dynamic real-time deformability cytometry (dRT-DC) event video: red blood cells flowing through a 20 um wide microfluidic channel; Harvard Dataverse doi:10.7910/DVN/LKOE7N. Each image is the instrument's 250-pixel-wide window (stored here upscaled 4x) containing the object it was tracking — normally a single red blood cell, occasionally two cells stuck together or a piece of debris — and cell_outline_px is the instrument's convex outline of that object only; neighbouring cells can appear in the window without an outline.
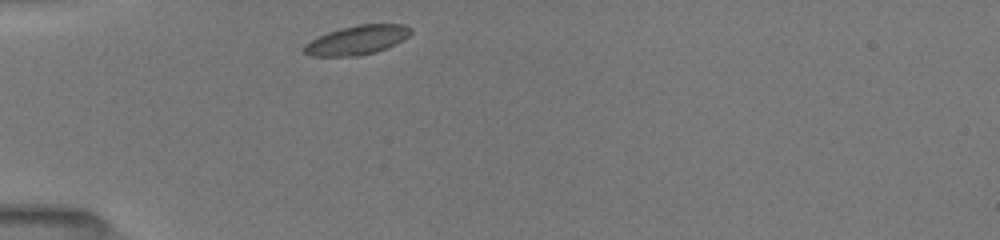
{"species": "common noctule bat (a hibernating species)", "species_latin": "Nyctalus noctula", "temperature_condition": "room temperature", "stored_images_in_passage": 37, "camera_frame_rate_fps": 3000, "um_per_image_px": 0.085, "animal": {"sex": "female", "body_mass_g": 19.5, "forearm_length_mm": 54.1}, "frame": {"image": 1, "passage_image": 1, "time_ms": 0.0, "image_size_px": [1000, 240], "cell_outline_px": [[412, 32], [408, 36], [376, 52], [360, 56], [312, 56], [300, 52], [300, 48], [304, 44], [328, 32], [340, 28], [356, 24], [404, 24], [412, 28]], "centroid_in_image_um": [30.28, 3.41], "position_along_channel_um": 54.7, "area_um2": 18.15}}
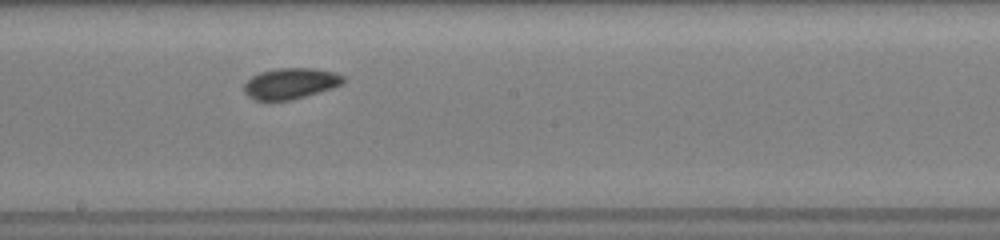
{"frame": {"image": 2, "passage_image": 15, "time_ms": 4.667, "image_size_px": [1000, 240], "cell_outline_px": [[344, 84], [332, 88], [292, 100], [256, 100], [248, 96], [244, 92], [244, 84], [252, 76], [260, 72], [276, 68], [312, 68], [336, 72], [344, 76]], "centroid_in_image_um": [24.71, 7.09], "position_along_channel_um": 223.5, "area_um2": 17.92}}
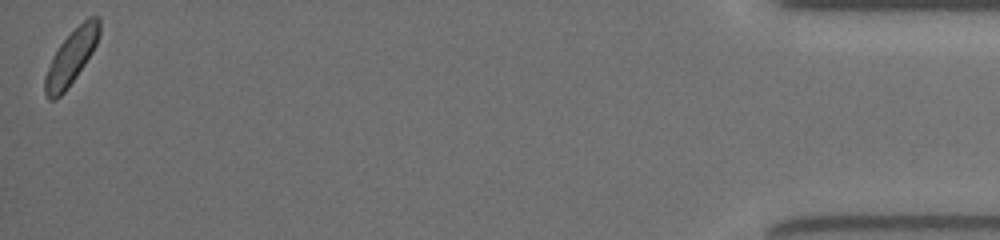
{"frame": {"image": 3, "passage_image": 37, "time_ms": 12.0, "image_size_px": [1000, 240], "cell_outline_px": [[100, 32], [96, 44], [92, 52], [68, 88], [56, 100], [48, 100], [44, 92], [44, 76], [60, 44], [88, 16], [100, 16]], "centroid_in_image_um": [6.06, 4.88], "position_along_channel_um": 429.1, "area_um2": 16.94}, "authors_computed_cell_mechanics": {"area_um2": 17.6868, "velocity_mm_per_s": 3.9388, "shape_relaxation_time_tau1_ms": 6.788, "shape_relaxation_time_tau2_ms": null, "deformation_change_tau1": 0.0948, "deformation_change_tau2": null}}